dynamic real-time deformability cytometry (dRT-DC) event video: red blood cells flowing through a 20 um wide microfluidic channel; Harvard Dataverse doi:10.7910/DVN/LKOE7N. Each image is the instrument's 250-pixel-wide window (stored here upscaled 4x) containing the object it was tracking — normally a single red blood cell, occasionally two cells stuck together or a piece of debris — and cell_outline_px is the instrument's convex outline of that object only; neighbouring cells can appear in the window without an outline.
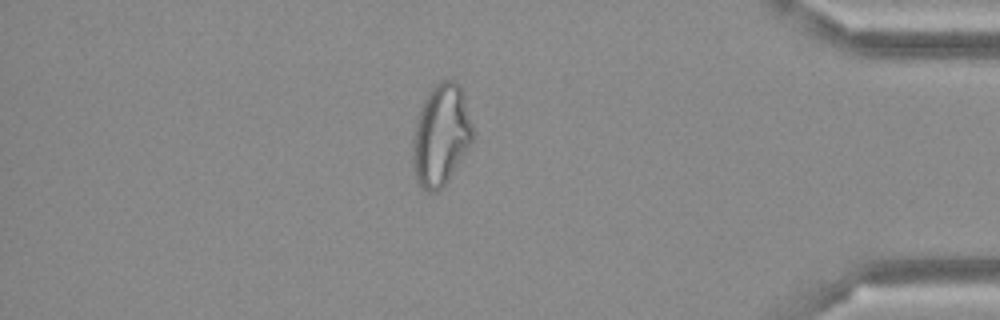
{"species": "Egyptian fruit bat (a non-hibernating species)", "species_latin": "Rousettus aegyptiacus", "temperature_condition": "cold", "stored_images_in_passage": 49, "camera_frame_rate_fps": 3000, "um_per_image_px": 0.085, "frame": {"image": 1, "passage_image": 42, "time_ms": 13.667, "image_size_px": [1000, 320], "cell_outline_px": [[472, 140], [468, 148], [444, 188], [436, 192], [428, 192], [416, 180], [412, 164], [412, 140], [416, 120], [420, 108], [428, 92], [436, 84], [444, 80], [456, 80], [460, 84], [472, 124]], "centroid_in_image_um": [37.46, 11.51], "position_along_channel_um": 397.7, "area_um2": 35.49}}